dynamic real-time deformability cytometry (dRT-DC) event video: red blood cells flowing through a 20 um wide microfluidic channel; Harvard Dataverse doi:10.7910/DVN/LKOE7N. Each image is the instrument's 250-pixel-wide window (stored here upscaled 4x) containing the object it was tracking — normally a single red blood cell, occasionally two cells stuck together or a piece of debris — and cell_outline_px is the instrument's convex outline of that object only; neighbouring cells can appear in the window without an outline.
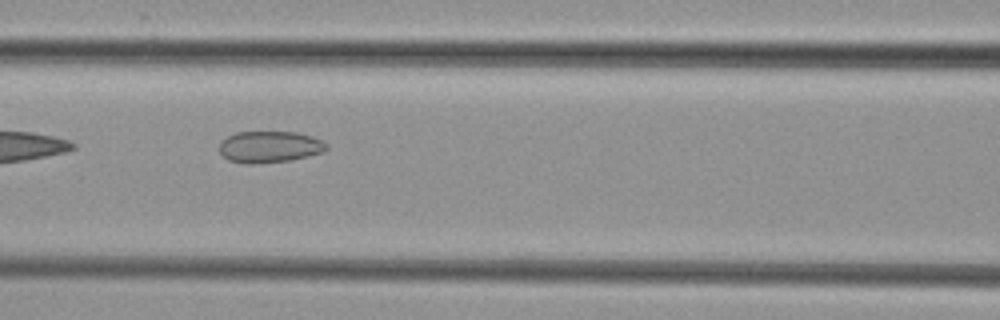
{"species": "common noctule bat (a hibernating species)", "species_latin": "Nyctalus noctula", "temperature_condition": "cold", "stored_images_in_passage": 5, "camera_frame_rate_fps": 3000, "um_per_image_px": 0.085, "animal": {"sex": "female", "body_mass_g": 29.2, "forearm_length_mm": 56.3}, "frame": {"image": 1, "passage_image": 3, "time_ms": 2.333, "image_size_px": [1000, 320], "cell_outline_px": [[328, 148], [324, 152], [308, 156], [288, 160], [252, 164], [244, 164], [228, 160], [220, 152], [220, 140], [236, 132], [296, 132], [312, 136], [328, 144]], "centroid_in_image_um": [22.91, 12.48], "position_along_channel_um": 143.7, "area_um2": 19.71}}
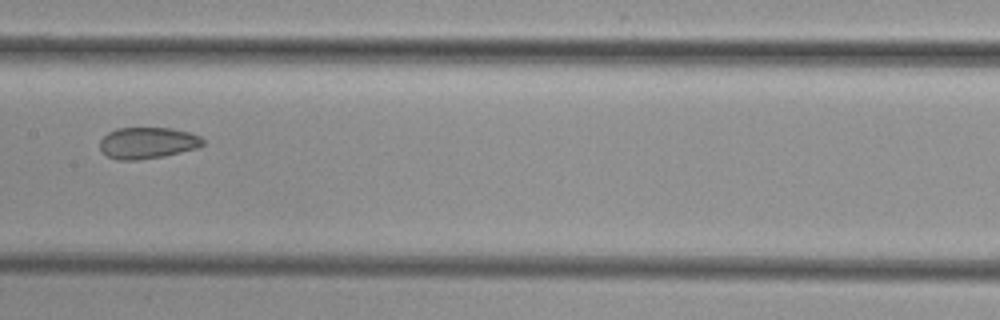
{"frame": {"image": 2, "passage_image": 4, "time_ms": 3.667, "image_size_px": [1000, 320], "cell_outline_px": [[204, 144], [196, 148], [164, 156], [136, 160], [116, 160], [100, 152], [100, 140], [108, 132], [116, 128], [172, 128], [188, 132], [200, 136], [204, 140]], "centroid_in_image_um": [12.51, 12.15], "position_along_channel_um": 194.9, "area_um2": 18.9}}
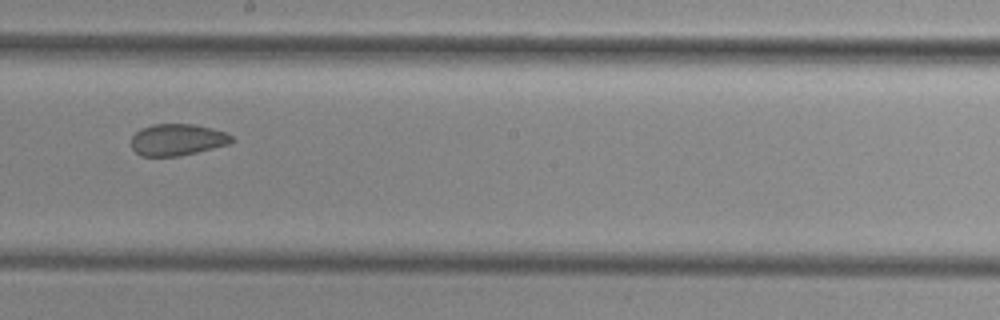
{"frame": {"image": 3, "passage_image": 5, "time_ms": 4.667, "image_size_px": [1000, 320], "cell_outline_px": [[236, 140], [228, 144], [180, 156], [140, 156], [132, 148], [132, 136], [140, 128], [152, 124], [192, 124], [212, 128], [224, 132], [232, 136]], "centroid_in_image_um": [15.06, 11.87], "position_along_channel_um": 233.1, "area_um2": 18.5}}